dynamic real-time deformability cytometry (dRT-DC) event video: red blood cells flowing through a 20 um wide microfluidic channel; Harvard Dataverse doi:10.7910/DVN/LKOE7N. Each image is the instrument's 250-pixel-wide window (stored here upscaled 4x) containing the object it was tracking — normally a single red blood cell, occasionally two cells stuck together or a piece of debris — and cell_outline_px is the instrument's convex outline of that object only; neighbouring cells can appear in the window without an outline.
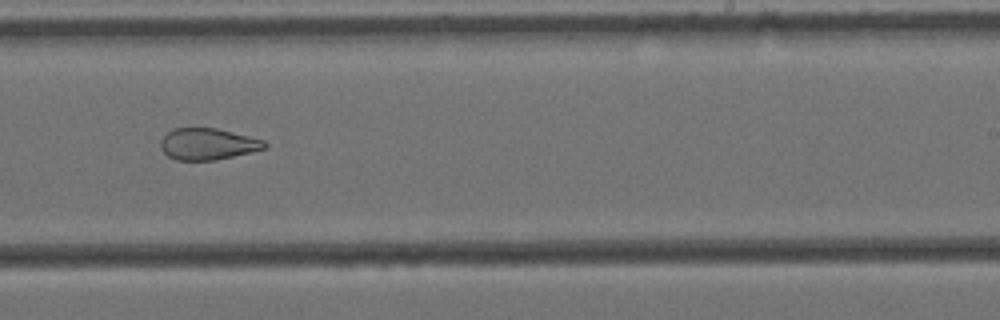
{"species": "Egyptian fruit bat (a non-hibernating species)", "species_latin": "Rousettus aegyptiacus", "temperature_condition": "cold", "stored_images_in_passage": 16, "camera_frame_rate_fps": 3000, "um_per_image_px": 0.085, "animal": {"sex": "female"}, "frame": {"image": 1, "passage_image": 10, "time_ms": 3.0, "image_size_px": [1000, 320], "cell_outline_px": [[268, 144], [264, 148], [252, 152], [216, 160], [176, 160], [168, 156], [160, 148], [160, 140], [172, 128], [216, 128], [264, 140]], "centroid_in_image_um": [17.64, 12.24], "position_along_channel_um": 271.4, "area_um2": 19.07}}